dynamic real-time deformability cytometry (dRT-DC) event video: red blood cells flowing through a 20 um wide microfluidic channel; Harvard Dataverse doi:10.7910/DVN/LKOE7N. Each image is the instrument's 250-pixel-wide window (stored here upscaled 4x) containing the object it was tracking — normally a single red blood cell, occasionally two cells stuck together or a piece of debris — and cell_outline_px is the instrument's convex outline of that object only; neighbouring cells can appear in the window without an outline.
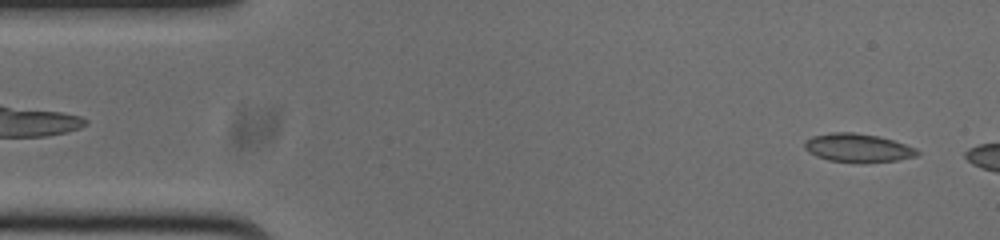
{"species": "common noctule bat (a hibernating species)", "species_latin": "Nyctalus noctula", "temperature_condition": "cold", "stored_images_in_passage": 5, "camera_frame_rate_fps": 3000, "um_per_image_px": 0.085, "animal": {"sex": "male", "body_mass_g": 20.0, "forearm_length_mm": 53.3}, "frame": {"image": 1, "passage_image": 1, "time_ms": 0.0, "image_size_px": [1000, 240], "cell_outline_px": [[920, 152], [916, 156], [896, 160], [828, 160], [816, 156], [808, 152], [804, 148], [804, 140], [812, 136], [832, 132], [852, 132], [876, 136], [892, 140], [916, 148]], "centroid_in_image_um": [72.85, 12.52], "position_along_channel_um": 12.1, "area_um2": 17.92}}